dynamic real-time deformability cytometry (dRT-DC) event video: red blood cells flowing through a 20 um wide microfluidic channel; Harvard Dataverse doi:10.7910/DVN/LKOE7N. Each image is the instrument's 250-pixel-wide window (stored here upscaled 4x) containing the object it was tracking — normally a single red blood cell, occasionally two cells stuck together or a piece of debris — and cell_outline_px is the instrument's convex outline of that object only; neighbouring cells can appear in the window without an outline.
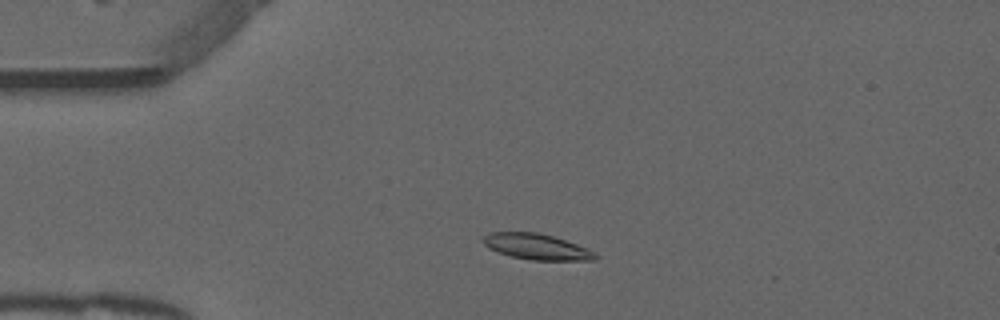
{"species": "common noctule bat (a hibernating species)", "species_latin": "Nyctalus noctula", "temperature_condition": "warm", "stored_images_in_passage": 9, "camera_frame_rate_fps": 3000, "um_per_image_px": 0.085, "animal": {"sex": "male", "forearm_length_mm": 52.5}, "frame": {"image": 1, "passage_image": 8, "time_ms": 2.333, "image_size_px": [1000, 320], "cell_outline_px": [[600, 256], [596, 260], [532, 260], [512, 256], [488, 248], [480, 240], [488, 232], [536, 232], [552, 236], [576, 244]], "centroid_in_image_um": [45.57, 20.96], "position_along_channel_um": 39.4, "area_um2": 16.65}}